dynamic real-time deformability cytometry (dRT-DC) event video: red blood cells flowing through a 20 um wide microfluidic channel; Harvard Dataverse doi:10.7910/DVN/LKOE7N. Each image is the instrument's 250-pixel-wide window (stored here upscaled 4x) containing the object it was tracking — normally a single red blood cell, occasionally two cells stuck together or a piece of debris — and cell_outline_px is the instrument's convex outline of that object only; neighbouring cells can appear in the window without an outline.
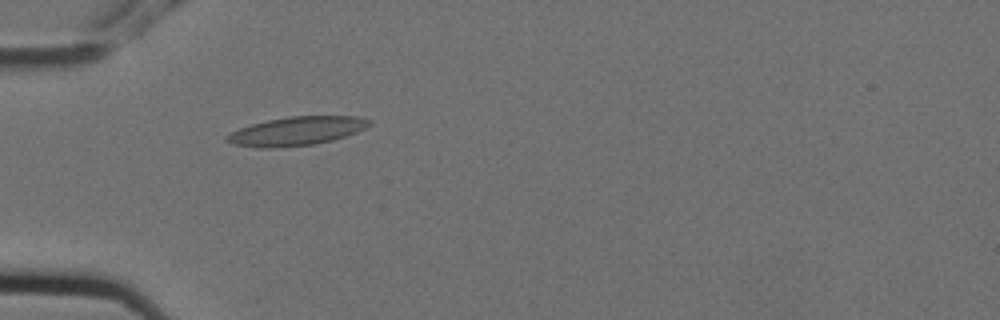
{"species": "Egyptian fruit bat (a non-hibernating species)", "species_latin": "Rousettus aegyptiacus", "temperature_condition": "cold", "stored_images_in_passage": 3, "camera_frame_rate_fps": 3000, "um_per_image_px": 0.085, "animal": {"sex": "female"}, "frame": {"image": 1, "passage_image": 1, "time_ms": 0.0, "image_size_px": [1000, 320], "cell_outline_px": [[372, 124], [356, 132], [332, 140], [316, 144], [272, 148], [260, 148], [232, 144], [224, 136], [240, 128], [252, 124], [268, 120], [288, 116], [356, 116], [372, 120]], "centroid_in_image_um": [25.22, 11.14], "position_along_channel_um": 59.8, "area_um2": 23.7}}
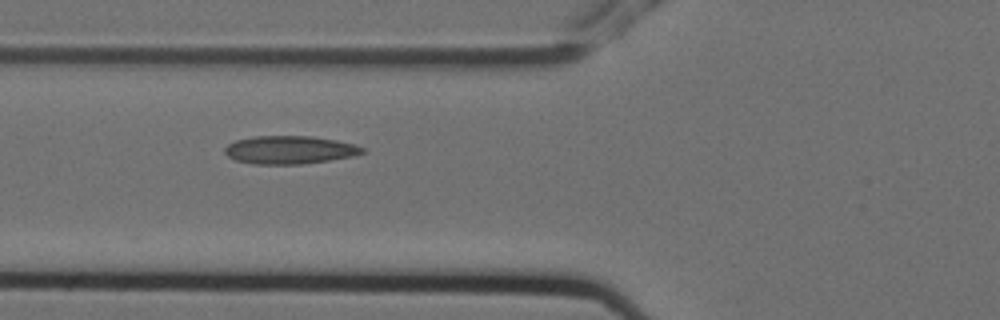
{"frame": {"image": 2, "passage_image": 2, "time_ms": 0.333, "image_size_px": [1000, 320], "cell_outline_px": [[364, 152], [352, 156], [328, 160], [300, 164], [252, 164], [236, 160], [228, 156], [224, 152], [224, 148], [228, 144], [236, 140], [252, 136], [312, 136], [336, 140], [352, 144], [364, 148]], "centroid_in_image_um": [24.57, 12.73], "position_along_channel_um": 101.2, "area_um2": 22.37}}
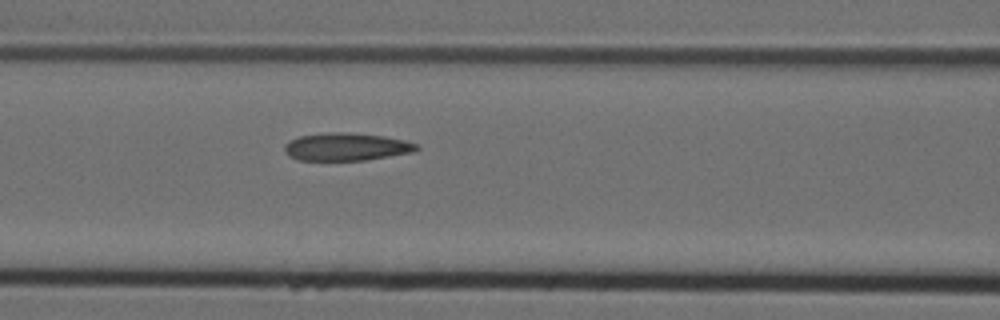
{"frame": {"image": 3, "passage_image": 3, "time_ms": 0.667, "image_size_px": [1000, 320], "cell_outline_px": [[420, 148], [412, 152], [364, 160], [300, 160], [288, 156], [284, 152], [284, 144], [288, 140], [300, 136], [328, 132], [348, 132], [384, 136], [404, 140], [416, 144]], "centroid_in_image_um": [29.38, 12.47], "position_along_channel_um": 137.2, "area_um2": 21.33}}